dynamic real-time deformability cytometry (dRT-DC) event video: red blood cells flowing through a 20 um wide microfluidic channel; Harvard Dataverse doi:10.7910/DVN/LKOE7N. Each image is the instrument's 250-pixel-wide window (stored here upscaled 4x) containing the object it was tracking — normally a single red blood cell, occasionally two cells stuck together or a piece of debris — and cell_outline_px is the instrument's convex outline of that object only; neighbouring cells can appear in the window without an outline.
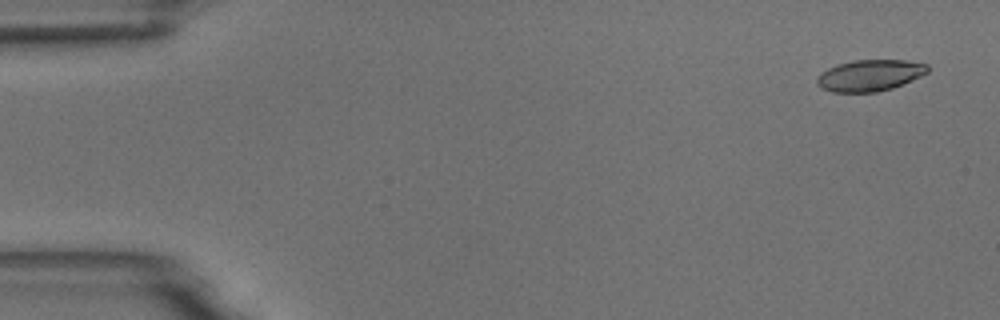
{"species": "common noctule bat (a hibernating species)", "species_latin": "Nyctalus noctula", "temperature_condition": "room temperature", "stored_images_in_passage": 6, "camera_frame_rate_fps": 3000, "um_per_image_px": 0.085, "animal": {"sex": "male", "body_mass_g": 18.8}, "frame": {"image": 1, "passage_image": 1, "time_ms": 0.0, "image_size_px": [1000, 320], "cell_outline_px": [[928, 72], [904, 84], [892, 88], [876, 92], [832, 92], [820, 88], [816, 84], [816, 76], [820, 72], [836, 64], [852, 60], [904, 60], [928, 64]], "centroid_in_image_um": [73.89, 6.41], "position_along_channel_um": 11.1, "area_um2": 20.46}}
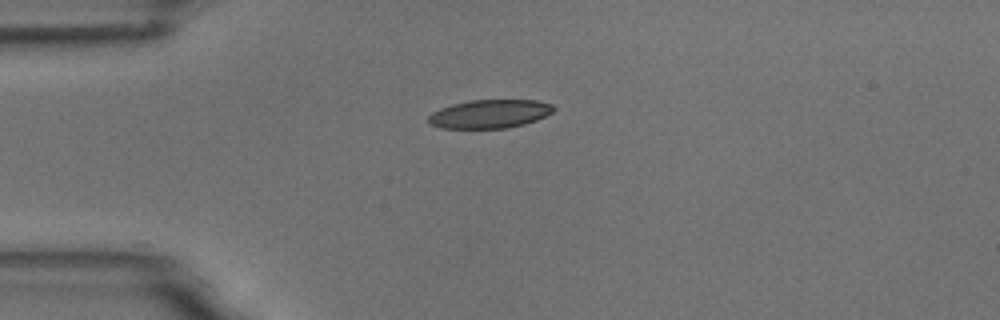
{"frame": {"image": 2, "passage_image": 4, "time_ms": 3.667, "image_size_px": [1000, 320], "cell_outline_px": [[556, 108], [552, 112], [536, 120], [524, 124], [508, 128], [440, 128], [432, 124], [428, 120], [428, 116], [432, 112], [440, 108], [452, 104], [468, 100], [536, 100], [552, 104]], "centroid_in_image_um": [41.62, 9.67], "position_along_channel_um": 43.4, "area_um2": 20.81}}